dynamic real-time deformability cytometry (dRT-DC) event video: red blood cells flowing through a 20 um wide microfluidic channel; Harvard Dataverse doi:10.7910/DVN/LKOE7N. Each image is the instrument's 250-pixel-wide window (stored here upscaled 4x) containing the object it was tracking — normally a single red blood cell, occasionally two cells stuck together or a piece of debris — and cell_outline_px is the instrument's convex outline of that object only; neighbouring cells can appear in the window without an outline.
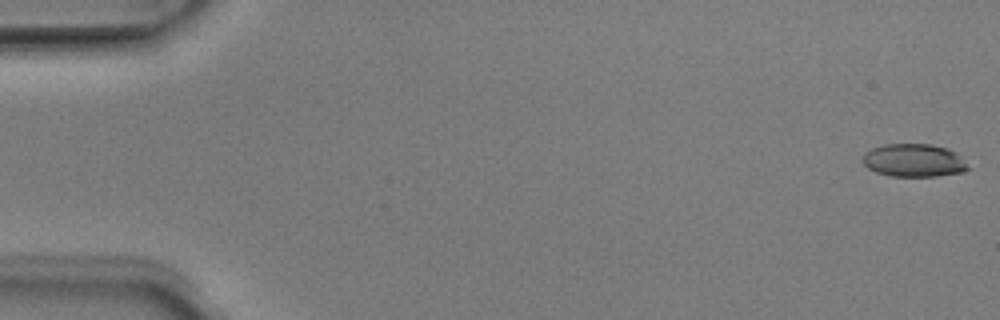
{"species": "Egyptian fruit bat (a non-hibernating species)", "species_latin": "Rousettus aegyptiacus", "temperature_condition": "room temperature", "stored_images_in_passage": 50, "camera_frame_rate_fps": 3000, "um_per_image_px": 0.085, "animal": {"sex": "male"}, "frame": {"image": 1, "passage_image": 1, "time_ms": 0.0, "image_size_px": [1000, 320], "cell_outline_px": [[972, 168], [960, 172], [936, 176], [892, 176], [876, 172], [868, 168], [860, 160], [864, 152], [872, 148], [884, 144], [932, 144], [948, 148], [956, 152]], "centroid_in_image_um": [77.67, 13.62], "position_along_channel_um": 7.3, "area_um2": 20.46}}
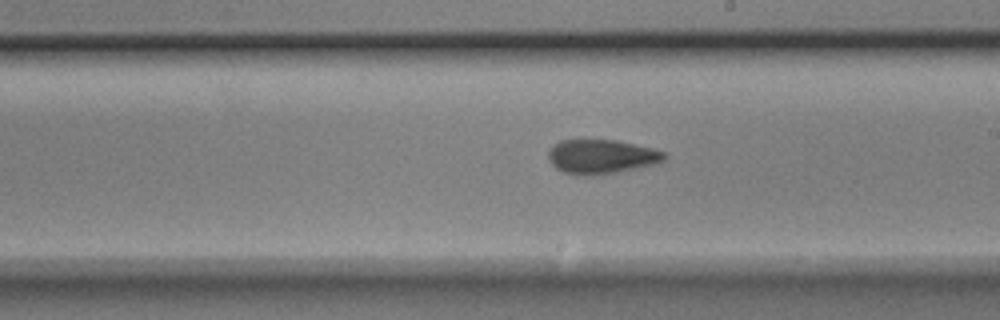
{"frame": {"image": 2, "passage_image": 29, "time_ms": 9.333, "image_size_px": [1000, 320], "cell_outline_px": [[668, 156], [660, 164], [616, 172], [592, 176], [588, 176], [564, 172], [556, 168], [548, 160], [548, 152], [560, 140], [616, 140], [652, 148], [664, 152]], "centroid_in_image_um": [51.16, 13.32], "position_along_channel_um": 237.8, "area_um2": 23.18}}
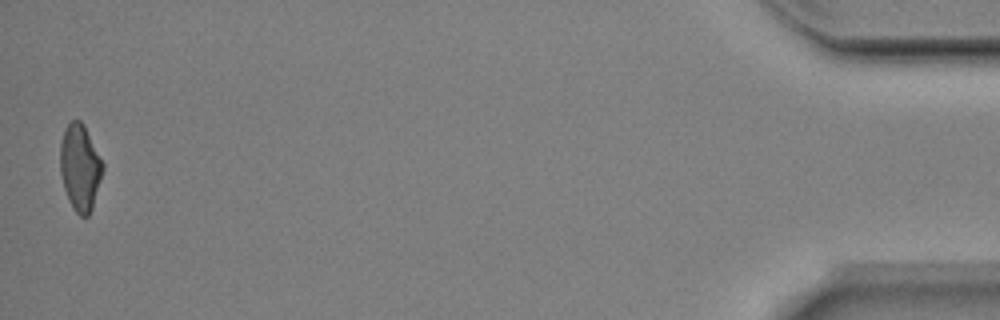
{"frame": {"image": 3, "passage_image": 50, "time_ms": 16.333, "image_size_px": [1000, 320], "cell_outline_px": [[104, 168], [92, 208], [88, 216], [80, 216], [72, 208], [68, 200], [64, 188], [60, 172], [60, 144], [64, 128], [72, 120], [80, 120], [84, 124], [104, 164]], "centroid_in_image_um": [6.79, 14.22], "position_along_channel_um": 428.4, "area_um2": 21.5}, "authors_computed_cell_mechanics": {"area_um2": 21.9929, "velocity_mm_per_s": 4.0474, "shape_relaxation_time_tau1_ms": 3.9769, "shape_relaxation_time_tau2_ms": 5.1906, "deformation_change_tau1": 0.1512, "deformation_change_tau2": 0.1283}}